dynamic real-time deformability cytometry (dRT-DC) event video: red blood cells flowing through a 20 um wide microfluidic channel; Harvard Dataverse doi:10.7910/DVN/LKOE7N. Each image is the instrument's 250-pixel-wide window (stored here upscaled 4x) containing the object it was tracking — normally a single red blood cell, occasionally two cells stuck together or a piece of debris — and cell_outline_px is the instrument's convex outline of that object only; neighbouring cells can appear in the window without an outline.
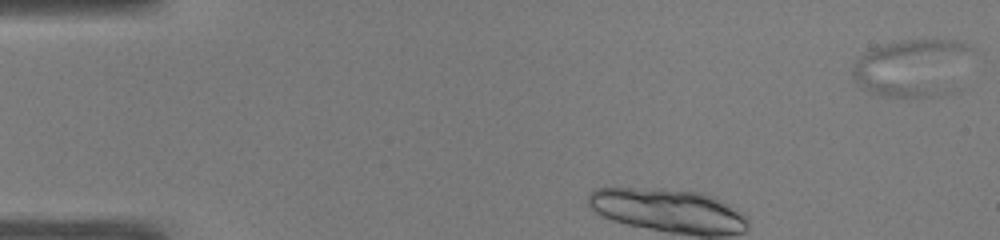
{"species": "common noctule bat (a hibernating species)", "species_latin": "Nyctalus noctula", "temperature_condition": "warm", "stored_images_in_passage": 9, "camera_frame_rate_fps": 3000, "um_per_image_px": 0.085, "animal": {"sex": "male", "body_mass_g": 19.0, "forearm_length_mm": 50.8}, "frame": {"image": 1, "passage_image": 1, "time_ms": 0.0, "image_size_px": [1000, 240], "cell_outline_px": [[972, 48], [948, 92], [932, 96], [884, 96], [860, 88], [852, 80], [852, 64], [868, 48], [880, 44], [904, 40], [956, 40]], "centroid_in_image_um": [77.37, 5.73], "position_along_channel_um": 7.6, "area_um2": 39.25}}